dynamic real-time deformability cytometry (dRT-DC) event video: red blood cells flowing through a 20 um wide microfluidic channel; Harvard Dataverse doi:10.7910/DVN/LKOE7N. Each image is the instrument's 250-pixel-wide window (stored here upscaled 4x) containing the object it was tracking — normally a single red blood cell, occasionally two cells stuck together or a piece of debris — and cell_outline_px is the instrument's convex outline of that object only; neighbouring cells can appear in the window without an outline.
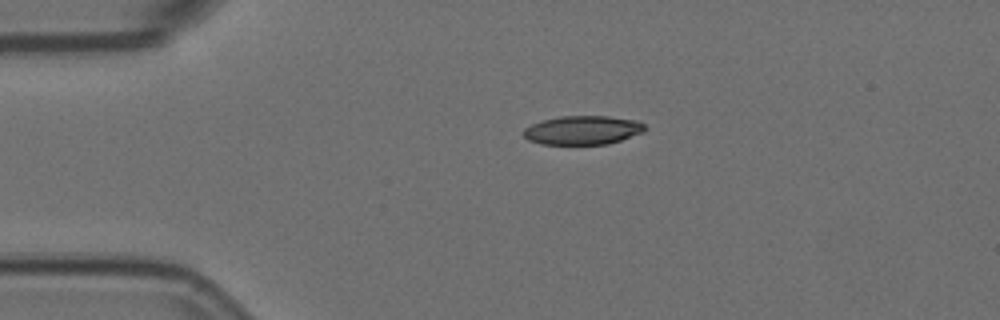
{"species": "Egyptian fruit bat (a non-hibernating species)", "species_latin": "Rousettus aegyptiacus", "temperature_condition": "room temperature", "stored_images_in_passage": 2, "camera_frame_rate_fps": 3000, "um_per_image_px": 0.085, "animal": {"sex": "female"}, "frame": {"image": 1, "passage_image": 1, "time_ms": 0.0, "image_size_px": [1000, 320], "cell_outline_px": [[644, 132], [608, 144], [540, 144], [528, 140], [524, 136], [524, 128], [540, 120], [560, 116], [608, 116], [636, 120], [644, 124]], "centroid_in_image_um": [49.5, 11.06], "position_along_channel_um": 35.5, "area_um2": 20.4}}